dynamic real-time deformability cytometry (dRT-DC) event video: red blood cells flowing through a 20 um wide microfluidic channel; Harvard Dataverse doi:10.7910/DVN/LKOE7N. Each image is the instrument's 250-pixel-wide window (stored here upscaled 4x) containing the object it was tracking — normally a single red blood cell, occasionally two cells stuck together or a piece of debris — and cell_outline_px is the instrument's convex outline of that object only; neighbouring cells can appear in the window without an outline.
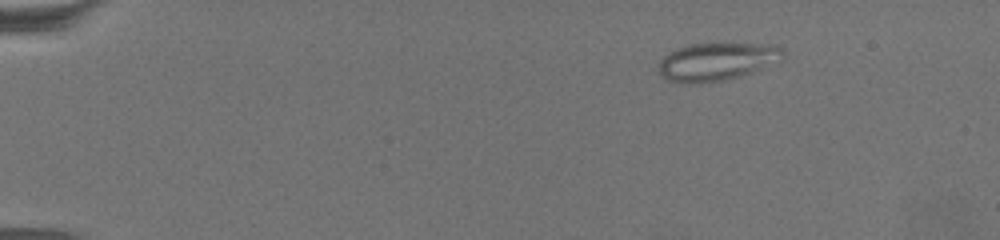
{"species": "common noctule bat (a hibernating species)", "species_latin": "Nyctalus noctula", "temperature_condition": "warm", "stored_images_in_passage": 63, "camera_frame_rate_fps": 3000, "um_per_image_px": 0.085, "animal": {"sex": "female", "body_mass_g": 19.5, "forearm_length_mm": 54.1}, "frame": {"image": 1, "passage_image": 4, "time_ms": 1.0, "image_size_px": [1000, 240], "cell_outline_px": [[784, 52], [780, 60], [760, 68], [724, 80], [668, 80], [660, 72], [660, 60], [664, 56], [680, 48], [692, 44], [780, 44]], "centroid_in_image_um": [61.01, 5.17], "position_along_channel_um": 24.0, "area_um2": 25.84}}
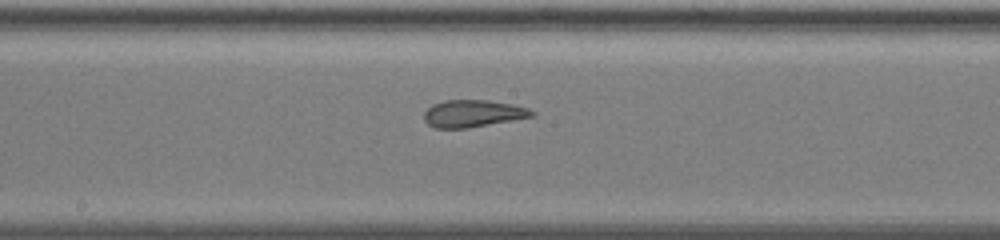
{"frame": {"image": 2, "passage_image": 33, "time_ms": 10.667, "image_size_px": [1000, 240], "cell_outline_px": [[536, 116], [468, 128], [432, 128], [424, 120], [424, 112], [432, 104], [444, 100], [488, 100], [512, 104], [528, 108], [536, 112]], "centroid_in_image_um": [40.2, 9.65], "position_along_channel_um": 208.0, "area_um2": 17.22}}
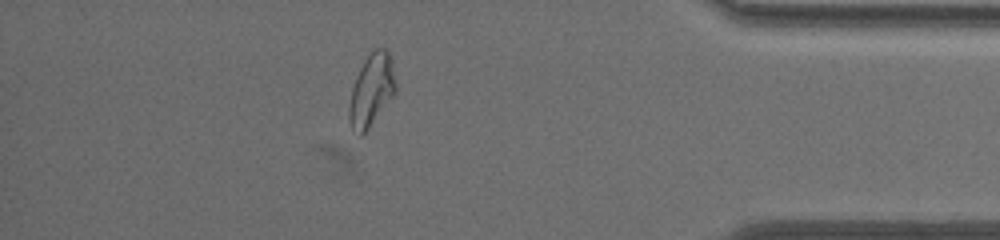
{"frame": {"image": 3, "passage_image": 55, "time_ms": 18.0, "image_size_px": [1000, 240], "cell_outline_px": [[396, 88], [392, 96], [368, 128], [360, 136], [352, 132], [348, 116], [348, 108], [352, 88], [356, 76], [368, 52], [372, 48], [384, 48], [388, 52], [392, 60], [396, 84]], "centroid_in_image_um": [31.55, 7.63], "position_along_channel_um": 403.6, "area_um2": 19.54}, "authors_computed_cell_mechanics": {"area_um2": 19.5364, "velocity_mm_per_s": 3.084, "shape_relaxation_time_tau1_ms": null, "shape_relaxation_time_tau2_ms": 1.2751, "deformation_change_tau1": null, "deformation_change_tau2": 0.0982}}